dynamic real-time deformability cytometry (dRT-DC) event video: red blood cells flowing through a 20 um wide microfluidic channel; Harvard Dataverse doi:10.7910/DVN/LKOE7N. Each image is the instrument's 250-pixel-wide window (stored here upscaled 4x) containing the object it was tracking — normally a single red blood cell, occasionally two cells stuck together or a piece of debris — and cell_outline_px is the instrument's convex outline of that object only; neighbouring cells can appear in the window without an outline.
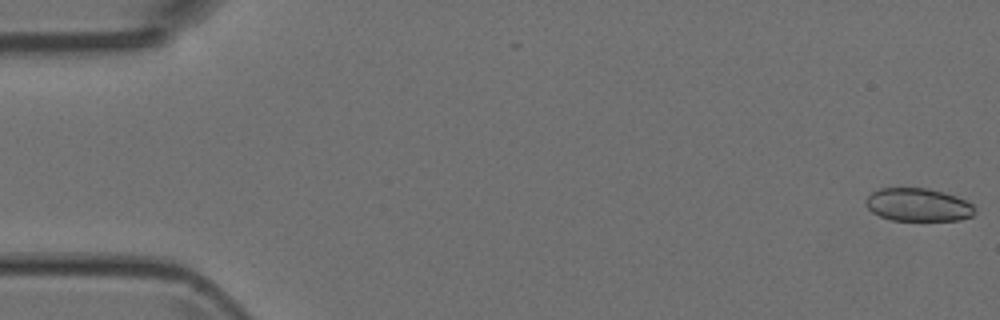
{"species": "Egyptian fruit bat (a non-hibernating species)", "species_latin": "Rousettus aegyptiacus", "temperature_condition": "room temperature", "stored_images_in_passage": 51, "camera_frame_rate_fps": 3000, "um_per_image_px": 0.085, "animal": {"sex": "female"}, "frame": {"image": 1, "passage_image": 1, "time_ms": 0.0, "image_size_px": [1000, 320], "cell_outline_px": [[976, 208], [972, 216], [960, 220], [892, 220], [880, 216], [872, 212], [864, 204], [864, 200], [872, 192], [880, 188], [928, 188], [944, 192], [956, 196], [972, 204]], "centroid_in_image_um": [78.02, 17.4], "position_along_channel_um": 7.0, "area_um2": 21.04}}
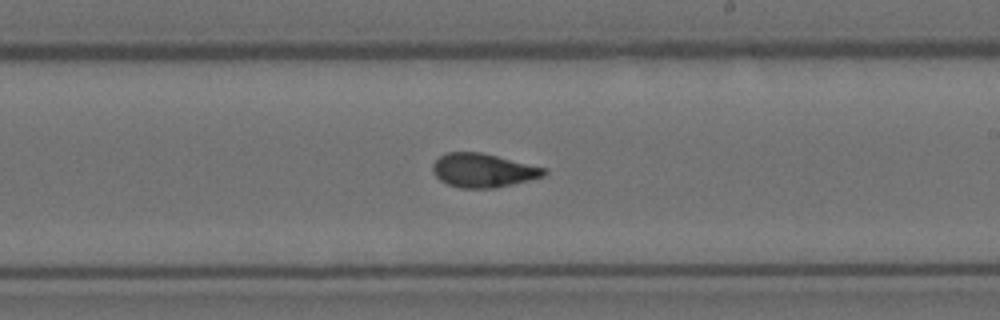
{"frame": {"image": 2, "passage_image": 30, "time_ms": 9.667, "image_size_px": [1000, 320], "cell_outline_px": [[548, 172], [544, 176], [512, 184], [492, 188], [460, 188], [448, 184], [440, 180], [432, 172], [432, 164], [444, 152], [480, 152], [548, 168]], "centroid_in_image_um": [41.06, 14.47], "position_along_channel_um": 247.9, "area_um2": 21.96}}
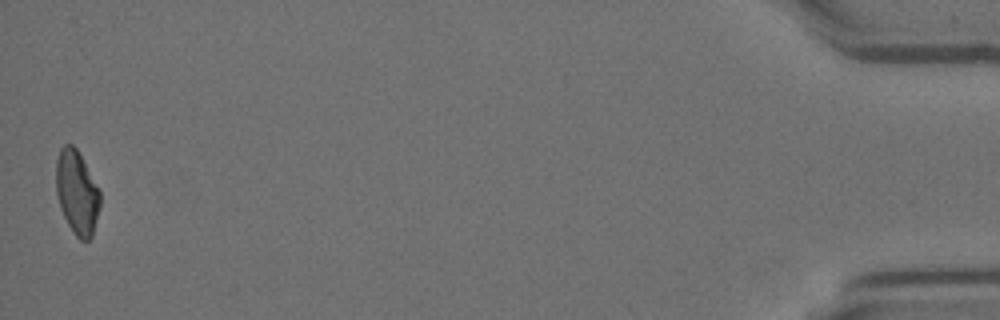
{"frame": {"image": 3, "passage_image": 51, "time_ms": 16.667, "image_size_px": [1000, 320], "cell_outline_px": [[100, 204], [92, 236], [88, 240], [80, 240], [76, 236], [68, 224], [60, 208], [56, 192], [56, 160], [60, 148], [64, 144], [72, 144], [76, 148], [100, 192]], "centroid_in_image_um": [6.51, 16.35], "position_along_channel_um": 428.7, "area_um2": 21.21}}